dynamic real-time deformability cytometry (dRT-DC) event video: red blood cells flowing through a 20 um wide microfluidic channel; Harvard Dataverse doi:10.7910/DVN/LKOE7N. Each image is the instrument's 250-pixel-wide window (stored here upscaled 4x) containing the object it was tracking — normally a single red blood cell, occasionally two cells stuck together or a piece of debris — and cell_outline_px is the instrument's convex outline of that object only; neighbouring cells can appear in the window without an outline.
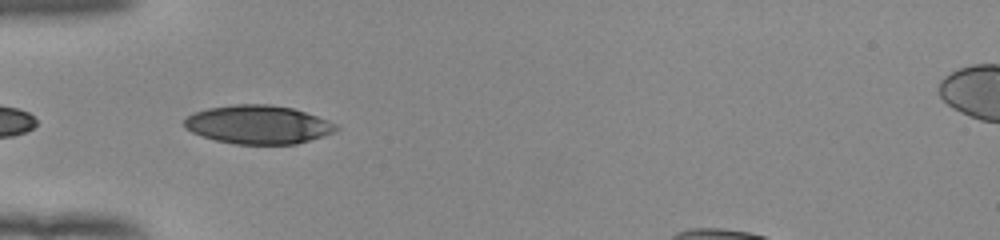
{"species": "human", "species_latin": "Homo sapiens", "temperature_condition": "room temperature", "stored_images_in_passage": 37, "camera_frame_rate_fps": 3000, "um_per_image_px": 0.085, "donor": {"sex": "female"}, "frame": {"image": 1, "passage_image": 2, "time_ms": 0.333, "image_size_px": [1000, 240], "cell_outline_px": [[340, 128], [336, 132], [324, 136], [296, 144], [236, 144], [216, 140], [192, 132], [184, 128], [184, 120], [192, 112], [208, 108], [236, 104], [268, 104], [292, 108], [328, 120], [336, 124]], "centroid_in_image_um": [21.95, 10.59], "position_along_channel_um": 63.0, "area_um2": 34.1}}
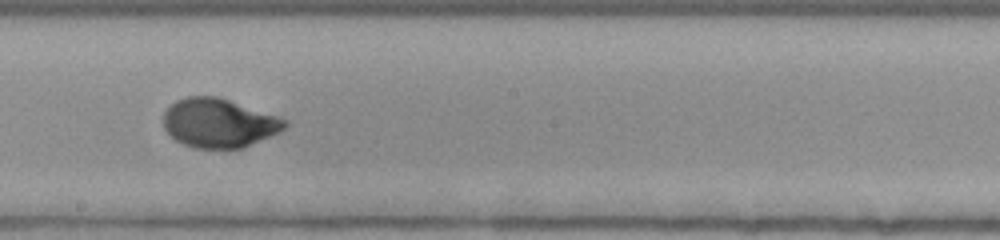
{"frame": {"image": 2, "passage_image": 15, "time_ms": 4.667, "image_size_px": [1000, 240], "cell_outline_px": [[288, 124], [280, 132], [244, 148], [196, 148], [184, 144], [176, 140], [164, 128], [164, 112], [176, 100], [188, 96], [216, 96], [288, 120]], "centroid_in_image_um": [18.61, 10.46], "position_along_channel_um": 229.6, "area_um2": 34.33}}
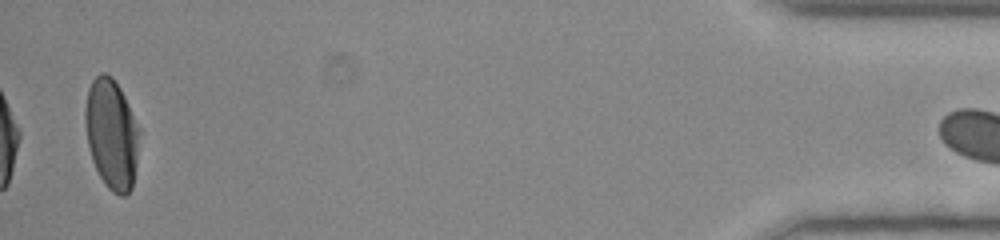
{"frame": {"image": 3, "passage_image": 36, "time_ms": 11.667, "image_size_px": [1000, 240], "cell_outline_px": [[140, 132], [136, 168], [132, 188], [124, 196], [120, 196], [112, 192], [104, 184], [92, 160], [88, 144], [84, 120], [84, 112], [88, 88], [92, 80], [100, 72], [104, 72], [112, 76], [120, 88], [140, 128]], "centroid_in_image_um": [9.49, 11.39], "position_along_channel_um": 425.7, "area_um2": 35.03}}